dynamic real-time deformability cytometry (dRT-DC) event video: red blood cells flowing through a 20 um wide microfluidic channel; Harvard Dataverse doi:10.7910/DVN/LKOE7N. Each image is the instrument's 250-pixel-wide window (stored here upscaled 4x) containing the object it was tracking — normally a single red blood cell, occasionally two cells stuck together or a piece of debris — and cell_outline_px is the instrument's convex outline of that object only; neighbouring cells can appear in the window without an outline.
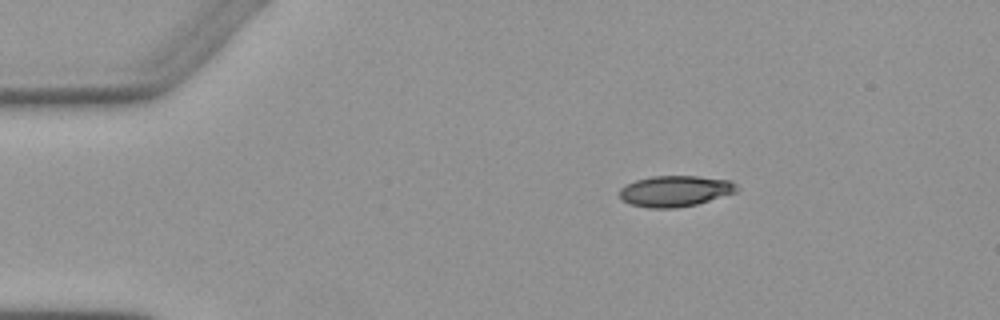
{"species": "Egyptian fruit bat (a non-hibernating species)", "species_latin": "Rousettus aegyptiacus", "temperature_condition": "warm", "stored_images_in_passage": 3, "camera_frame_rate_fps": 3000, "um_per_image_px": 0.085, "animal": {"sex": "female"}, "frame": {"image": 1, "passage_image": 1, "time_ms": 0.0, "image_size_px": [1000, 320], "cell_outline_px": [[740, 188], [736, 192], [696, 204], [676, 208], [648, 208], [632, 204], [620, 200], [620, 188], [624, 184], [636, 180], [652, 176], [696, 176], [732, 180]], "centroid_in_image_um": [57.38, 16.23], "position_along_channel_um": 27.6, "area_um2": 21.27}}
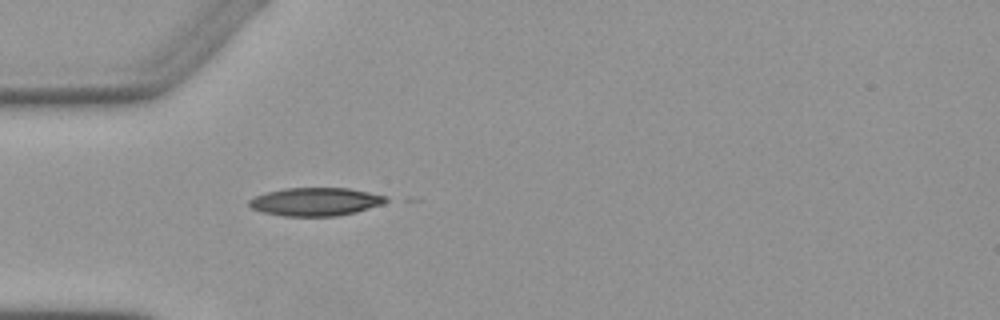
{"frame": {"image": 2, "passage_image": 3, "time_ms": 2.333, "image_size_px": [1000, 320], "cell_outline_px": [[392, 200], [384, 204], [356, 212], [336, 216], [284, 216], [264, 212], [252, 208], [248, 204], [248, 200], [256, 196], [268, 192], [284, 188], [348, 188], [388, 196]], "centroid_in_image_um": [26.88, 17.14], "position_along_channel_um": 58.1, "area_um2": 22.54}}